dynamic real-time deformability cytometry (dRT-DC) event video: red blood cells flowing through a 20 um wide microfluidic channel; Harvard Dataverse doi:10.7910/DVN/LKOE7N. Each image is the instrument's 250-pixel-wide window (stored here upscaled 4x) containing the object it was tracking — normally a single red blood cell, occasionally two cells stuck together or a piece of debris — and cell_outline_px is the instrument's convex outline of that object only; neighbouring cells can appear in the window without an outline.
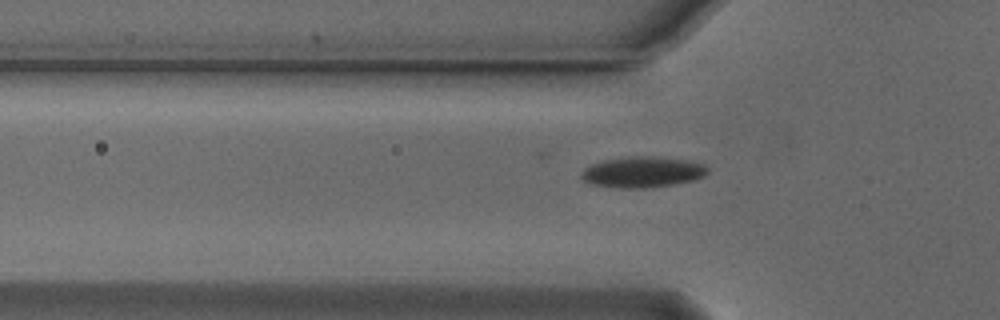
{"species": "Egyptian fruit bat (a non-hibernating species)", "species_latin": "Rousettus aegyptiacus", "temperature_condition": "cold", "stored_images_in_passage": 32, "camera_frame_rate_fps": 3000, "um_per_image_px": 0.085, "animal": {"sex": "male"}, "frame": {"image": 1, "passage_image": 4, "time_ms": 1.0, "image_size_px": [1000, 320], "cell_outline_px": [[708, 172], [704, 176], [692, 180], [672, 184], [648, 188], [616, 188], [592, 184], [584, 180], [580, 176], [584, 168], [592, 164], [604, 160], [636, 156], [652, 156], [684, 160], [704, 164], [708, 168]], "centroid_in_image_um": [54.6, 14.63], "position_along_channel_um": 71.2, "area_um2": 22.48}}
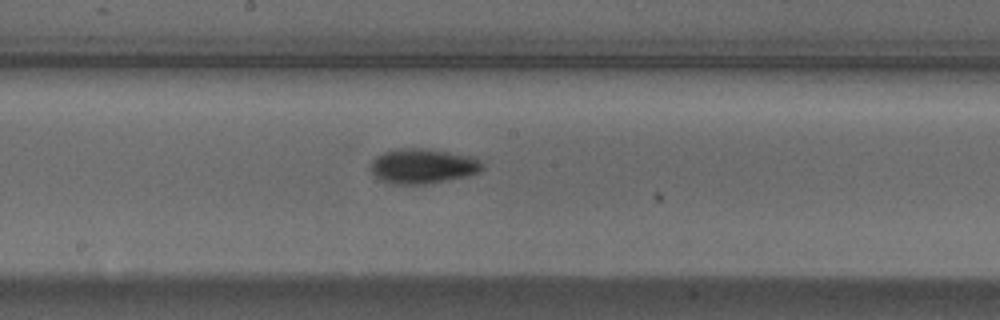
{"frame": {"image": 2, "passage_image": 15, "time_ms": 4.667, "image_size_px": [1000, 320], "cell_outline_px": [[484, 168], [480, 172], [468, 176], [424, 184], [396, 184], [380, 180], [372, 172], [372, 160], [376, 156], [384, 152], [400, 148], [424, 148], [472, 156], [484, 164]], "centroid_in_image_um": [35.97, 14.11], "position_along_channel_um": 212.2, "area_um2": 22.6}}
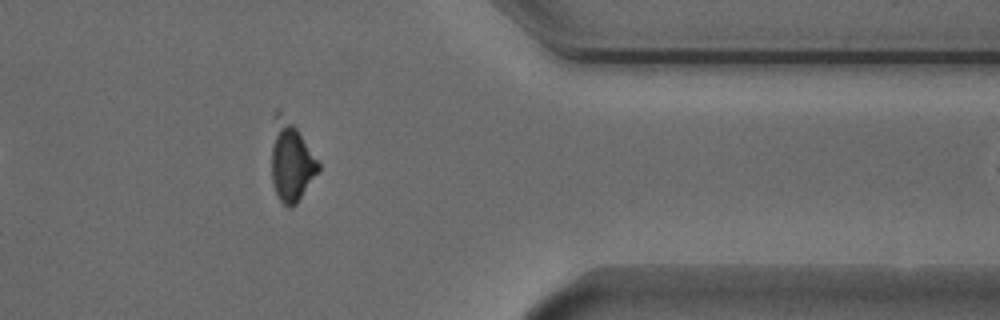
{"frame": {"image": 3, "passage_image": 30, "time_ms": 9.667, "image_size_px": [1000, 320], "cell_outline_px": [[320, 168], [296, 204], [292, 208], [288, 208], [280, 200], [276, 192], [272, 180], [272, 116], [276, 108], [280, 108], [296, 128], [320, 164]], "centroid_in_image_um": [24.7, 13.65], "position_along_channel_um": 386.7, "area_um2": 21.73}, "authors_computed_cell_mechanics": {"area_um2": 22.1374, "velocity_mm_per_s": 3.8361, "shape_relaxation_time_tau1_ms": 2.4449, "shape_relaxation_time_tau2_ms": null, "deformation_change_tau1": 0.0981, "deformation_change_tau2": null}}